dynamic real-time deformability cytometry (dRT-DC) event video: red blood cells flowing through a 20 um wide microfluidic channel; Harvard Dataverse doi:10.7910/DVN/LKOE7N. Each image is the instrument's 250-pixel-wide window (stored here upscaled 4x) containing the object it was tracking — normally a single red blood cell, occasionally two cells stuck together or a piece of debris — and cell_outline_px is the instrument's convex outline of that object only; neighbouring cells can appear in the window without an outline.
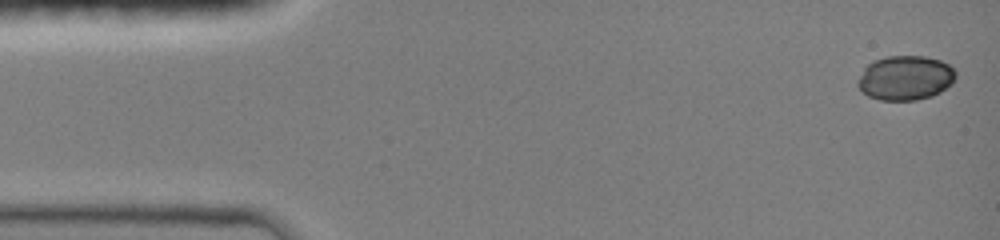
{"species": "common noctule bat (a hibernating species)", "species_latin": "Nyctalus noctula", "temperature_condition": "room temperature", "stored_images_in_passage": 37, "camera_frame_rate_fps": 3000, "um_per_image_px": 0.085, "animal": {"sex": "female", "body_mass_g": 19.0, "forearm_length_mm": 51.5}, "frame": {"image": 1, "passage_image": 1, "time_ms": 0.0, "image_size_px": [1000, 240], "cell_outline_px": [[956, 76], [940, 92], [932, 96], [916, 100], [880, 100], [868, 96], [856, 84], [856, 80], [864, 68], [868, 64], [876, 60], [888, 56], [924, 56], [940, 60], [948, 64], [956, 72]], "centroid_in_image_um": [76.92, 6.62], "position_along_channel_um": 8.1, "area_um2": 25.2}}
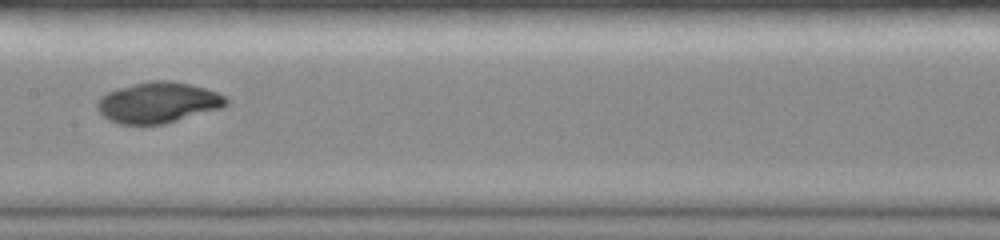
{"frame": {"image": 2, "passage_image": 19, "time_ms": 7.333, "image_size_px": [1000, 240], "cell_outline_px": [[228, 104], [220, 108], [164, 124], [120, 124], [108, 120], [96, 108], [96, 100], [100, 96], [108, 92], [132, 84], [148, 80], [172, 80], [204, 88], [216, 92], [224, 96], [228, 100]], "centroid_in_image_um": [13.4, 8.71], "position_along_channel_um": 194.0, "area_um2": 30.58}}
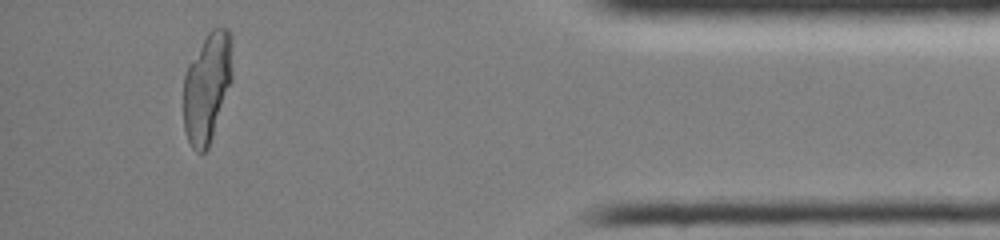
{"frame": {"image": 3, "passage_image": 35, "time_ms": 13.667, "image_size_px": [1000, 240], "cell_outline_px": [[232, 80], [208, 148], [204, 152], [196, 152], [192, 148], [184, 132], [184, 76], [188, 64], [208, 32], [212, 28], [228, 28], [232, 36]], "centroid_in_image_um": [17.61, 7.4], "position_along_channel_um": 417.6, "area_um2": 31.33}}